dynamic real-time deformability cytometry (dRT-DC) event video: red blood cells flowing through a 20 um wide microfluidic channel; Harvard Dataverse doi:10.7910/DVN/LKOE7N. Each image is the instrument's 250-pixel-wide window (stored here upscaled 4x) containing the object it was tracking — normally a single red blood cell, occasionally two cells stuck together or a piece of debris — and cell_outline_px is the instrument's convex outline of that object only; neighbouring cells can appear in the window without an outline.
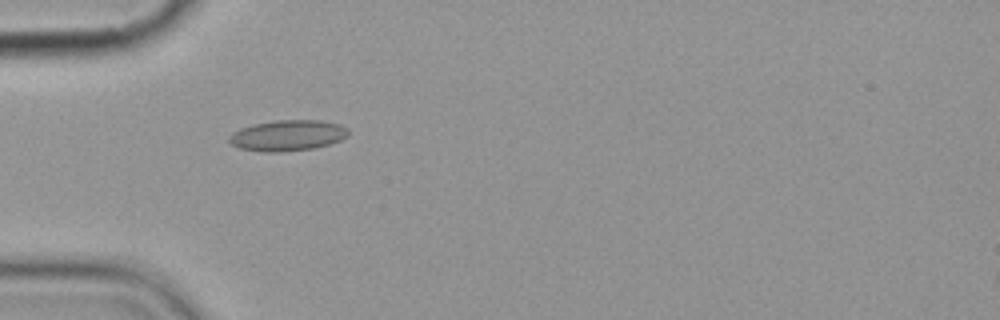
{"species": "common noctule bat (a hibernating species)", "species_latin": "Nyctalus noctula", "temperature_condition": "cold", "stored_images_in_passage": 2, "camera_frame_rate_fps": 3000, "um_per_image_px": 0.085, "animal": {"sex": "female", "body_mass_g": 19.9}, "frame": {"image": 1, "passage_image": 1, "time_ms": 0.0, "image_size_px": [1000, 320], "cell_outline_px": [[348, 136], [340, 140], [328, 144], [312, 148], [280, 152], [264, 152], [240, 148], [232, 144], [228, 140], [228, 136], [232, 132], [240, 128], [256, 124], [276, 120], [320, 120], [340, 124], [348, 128]], "centroid_in_image_um": [24.44, 11.51], "position_along_channel_um": 60.6, "area_um2": 21.33}}
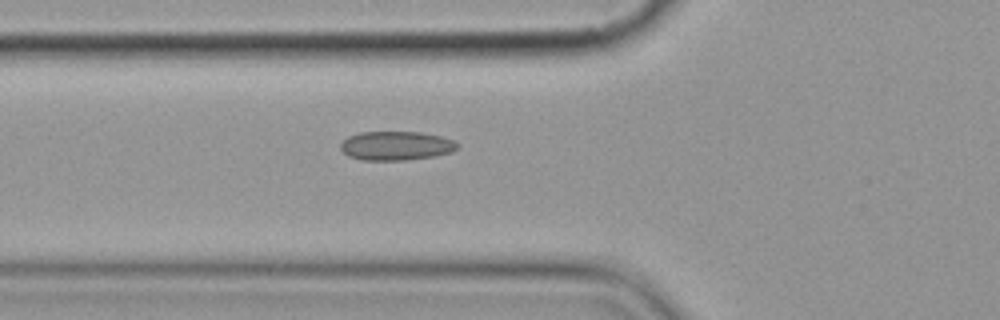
{"frame": {"image": 2, "passage_image": 2, "time_ms": 1.0, "image_size_px": [1000, 320], "cell_outline_px": [[460, 148], [452, 152], [436, 156], [408, 160], [360, 160], [348, 156], [340, 148], [340, 144], [348, 136], [360, 132], [420, 132], [440, 136], [452, 140], [460, 144]], "centroid_in_image_um": [33.69, 12.4], "position_along_channel_um": 92.1, "area_um2": 19.94}}